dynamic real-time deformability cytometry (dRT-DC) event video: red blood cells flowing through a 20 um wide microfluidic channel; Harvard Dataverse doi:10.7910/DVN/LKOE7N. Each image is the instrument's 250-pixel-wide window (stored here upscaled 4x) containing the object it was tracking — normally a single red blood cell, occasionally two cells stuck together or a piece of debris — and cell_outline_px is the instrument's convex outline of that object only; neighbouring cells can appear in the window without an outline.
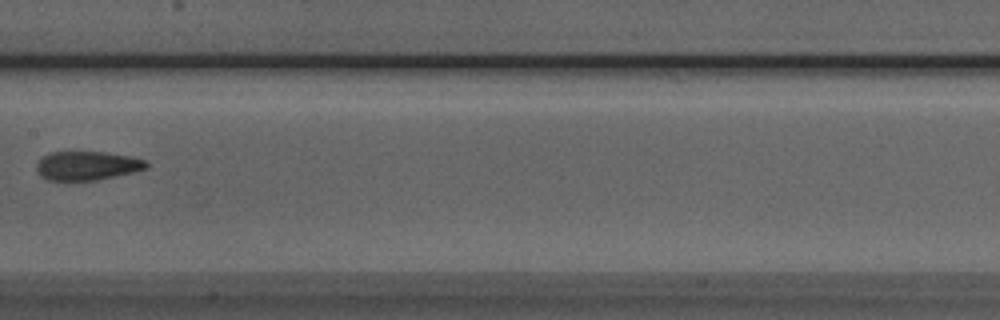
{"species": "Egyptian fruit bat (a non-hibernating species)", "species_latin": "Rousettus aegyptiacus", "temperature_condition": "room temperature", "stored_images_in_passage": 7, "camera_frame_rate_fps": 3000, "um_per_image_px": 0.085, "animal": {"sex": "male"}, "frame": {"image": 1, "passage_image": 7, "time_ms": 7.667, "image_size_px": [1000, 320], "cell_outline_px": [[148, 168], [132, 172], [96, 180], [64, 184], [44, 180], [40, 176], [36, 168], [36, 164], [48, 152], [104, 152], [128, 156], [144, 160], [148, 164]], "centroid_in_image_um": [7.3, 14.14], "position_along_channel_um": 200.1, "area_um2": 19.07}}